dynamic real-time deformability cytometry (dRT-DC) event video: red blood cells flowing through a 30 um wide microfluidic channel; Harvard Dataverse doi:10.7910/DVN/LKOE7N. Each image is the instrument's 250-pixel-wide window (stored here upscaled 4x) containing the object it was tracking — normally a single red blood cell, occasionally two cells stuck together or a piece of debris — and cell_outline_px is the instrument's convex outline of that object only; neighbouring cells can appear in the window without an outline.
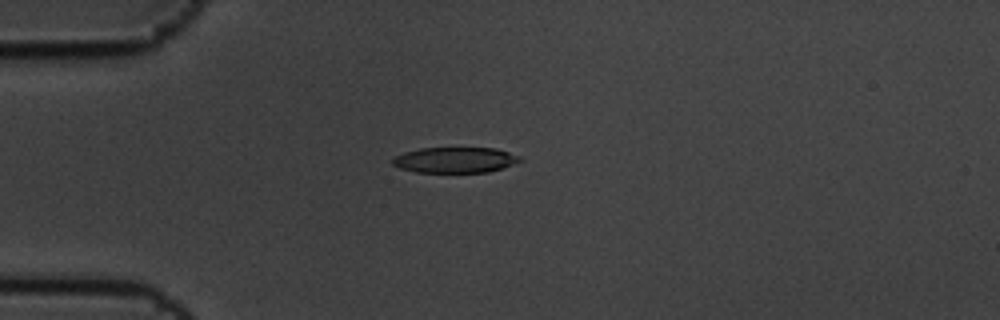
{"species": "common noctule bat (a hibernating species)", "species_latin": "Nyctalus noctula", "temperature_condition": "cold", "stored_images_in_passage": 5, "camera_frame_rate_fps": 3000, "um_per_image_px": 0.085, "animal": {"sex": "male", "body_mass_g": 19.5, "forearm_length_mm": 54.6}, "frame": {"image": 1, "passage_image": 5, "time_ms": 1.333, "image_size_px": [1000, 320], "cell_outline_px": [[524, 160], [488, 172], [416, 172], [400, 168], [392, 164], [392, 156], [404, 152], [420, 148], [496, 148], [520, 156]], "centroid_in_image_um": [38.65, 13.59], "position_along_channel_um": 46.4, "area_um2": 19.02}}